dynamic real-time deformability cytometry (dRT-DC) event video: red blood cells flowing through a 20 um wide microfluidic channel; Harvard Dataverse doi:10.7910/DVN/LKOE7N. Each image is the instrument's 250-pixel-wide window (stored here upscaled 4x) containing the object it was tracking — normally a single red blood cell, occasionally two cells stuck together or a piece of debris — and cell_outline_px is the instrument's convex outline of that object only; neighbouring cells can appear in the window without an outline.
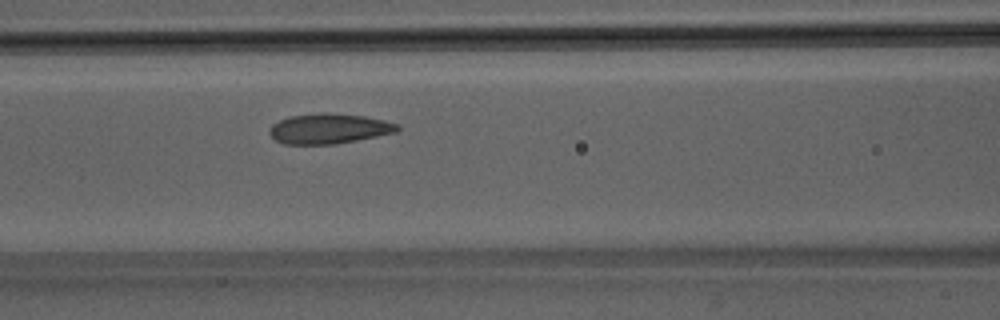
{"species": "Egyptian fruit bat (a non-hibernating species)", "species_latin": "Rousettus aegyptiacus", "temperature_condition": "room temperature", "stored_images_in_passage": 44, "camera_frame_rate_fps": 3000, "um_per_image_px": 0.085, "animal": {"sex": "male"}, "frame": {"image": 1, "passage_image": 15, "time_ms": 4.667, "image_size_px": [1000, 320], "cell_outline_px": [[400, 128], [396, 132], [336, 144], [284, 144], [276, 140], [268, 132], [272, 124], [288, 116], [324, 112], [364, 116], [384, 120], [400, 124]], "centroid_in_image_um": [27.96, 10.93], "position_along_channel_um": 138.6, "area_um2": 22.43}}
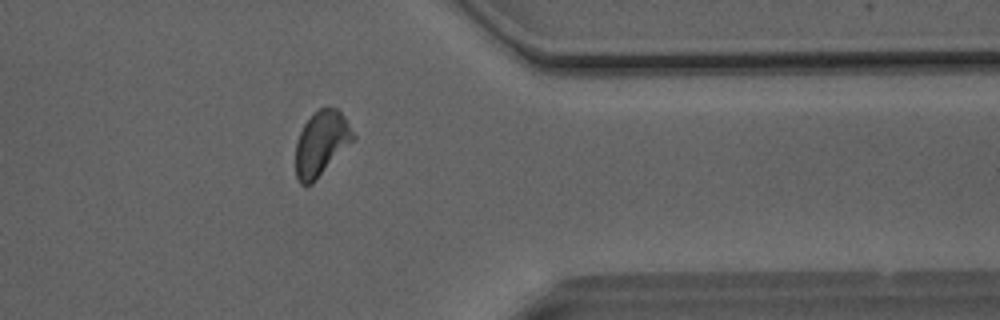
{"frame": {"image": 2, "passage_image": 34, "time_ms": 11.0, "image_size_px": [1000, 320], "cell_outline_px": [[356, 136], [312, 184], [300, 184], [296, 180], [296, 140], [304, 124], [312, 112], [320, 108], [336, 108], [344, 116]], "centroid_in_image_um": [27.28, 12.17], "position_along_channel_um": 384.1, "area_um2": 21.39}}
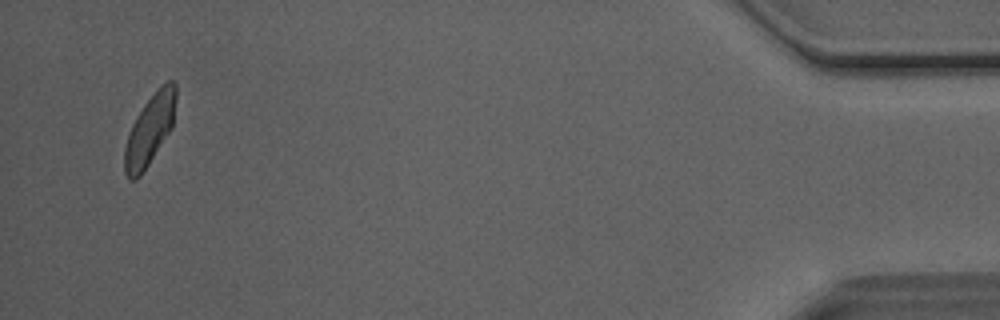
{"frame": {"image": 3, "passage_image": 42, "time_ms": 13.667, "image_size_px": [1000, 320], "cell_outline_px": [[176, 100], [172, 128], [140, 176], [136, 180], [128, 180], [124, 172], [124, 148], [128, 132], [136, 116], [144, 104], [160, 84], [168, 80], [172, 80], [176, 84]], "centroid_in_image_um": [12.72, 11.01], "position_along_channel_um": 422.5, "area_um2": 21.21}, "authors_computed_cell_mechanics": {"area_um2": 21.9929, "velocity_mm_per_s": 4.0537, "shape_relaxation_time_tau1_ms": 5.7562, "shape_relaxation_time_tau2_ms": 1.3406, "deformation_change_tau1": 0.1348, "deformation_change_tau2": 0.0525}}